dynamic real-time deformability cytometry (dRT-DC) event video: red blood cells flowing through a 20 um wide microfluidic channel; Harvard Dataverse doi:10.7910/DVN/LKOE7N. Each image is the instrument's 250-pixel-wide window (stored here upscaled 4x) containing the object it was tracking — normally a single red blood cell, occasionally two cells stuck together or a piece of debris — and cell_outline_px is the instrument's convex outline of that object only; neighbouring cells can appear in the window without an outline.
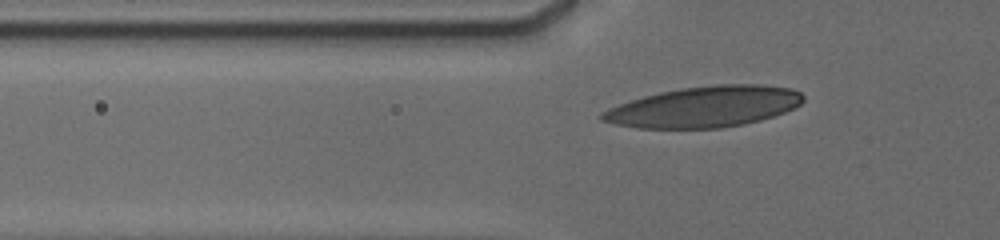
{"species": "human", "species_latin": "Homo sapiens", "temperature_condition": "cold", "stored_images_in_passage": 37, "camera_frame_rate_fps": 3000, "um_per_image_px": 0.085, "donor": {"sex": "male"}, "frame": {"image": 1, "passage_image": 10, "time_ms": 4.0, "image_size_px": [1000, 240], "cell_outline_px": [[804, 100], [800, 104], [784, 112], [760, 120], [744, 124], [720, 128], [636, 128], [616, 124], [600, 120], [600, 112], [608, 108], [644, 96], [660, 92], [680, 88], [716, 84], [760, 84], [792, 88], [800, 92], [804, 96]], "centroid_in_image_um": [59.87, 9.07], "position_along_channel_um": 65.9, "area_um2": 47.86}}
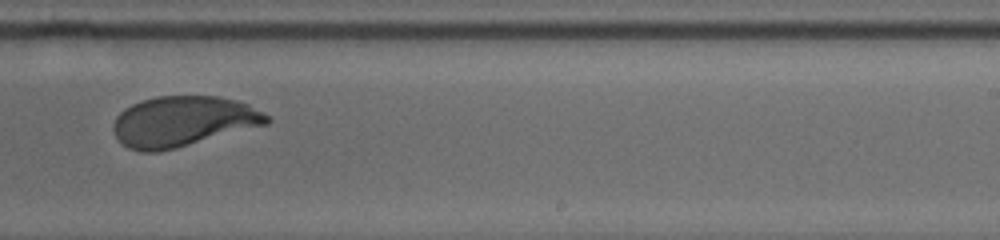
{"frame": {"image": 2, "passage_image": 24, "time_ms": 9.667, "image_size_px": [1000, 240], "cell_outline_px": [[272, 120], [268, 124], [176, 148], [160, 152], [140, 152], [128, 148], [116, 136], [112, 128], [112, 124], [116, 116], [124, 108], [132, 104], [156, 96], [220, 96], [236, 100], [248, 104], [272, 116]], "centroid_in_image_um": [15.58, 10.32], "position_along_channel_um": 273.4, "area_um2": 45.32}}
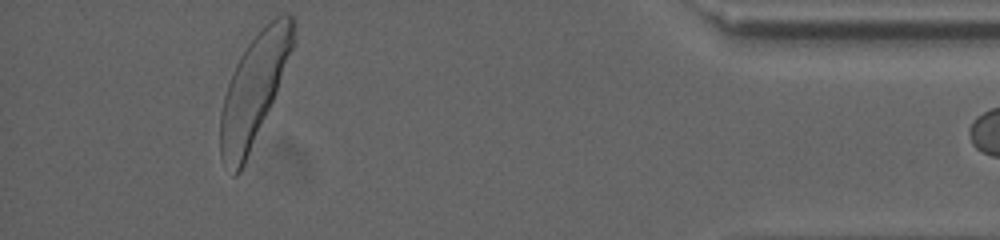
{"frame": {"image": 3, "passage_image": 36, "time_ms": 14.667, "image_size_px": [1000, 240], "cell_outline_px": [[296, 40], [276, 92], [244, 164], [240, 172], [236, 176], [232, 176], [220, 156], [220, 112], [224, 96], [232, 72], [240, 56], [248, 44], [276, 16], [284, 12], [288, 12], [292, 16], [296, 24]], "centroid_in_image_um": [21.59, 7.6], "position_along_channel_um": 413.6, "area_um2": 45.84}}